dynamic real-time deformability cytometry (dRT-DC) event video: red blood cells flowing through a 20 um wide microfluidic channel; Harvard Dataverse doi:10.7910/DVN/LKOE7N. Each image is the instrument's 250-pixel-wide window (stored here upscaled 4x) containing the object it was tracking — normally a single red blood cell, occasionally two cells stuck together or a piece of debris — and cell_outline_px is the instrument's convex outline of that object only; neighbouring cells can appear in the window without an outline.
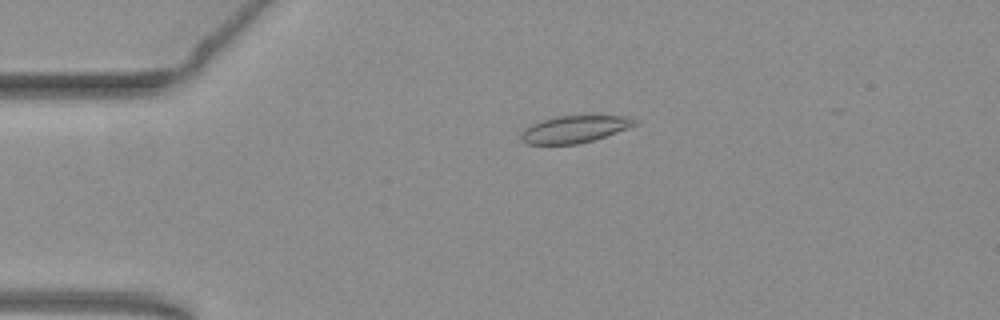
{"species": "common noctule bat (a hibernating species)", "species_latin": "Nyctalus noctula", "temperature_condition": "warm", "stored_images_in_passage": 52, "camera_frame_rate_fps": 3000, "um_per_image_px": 0.085, "animal": {"sex": "female", "body_mass_g": 19.3, "forearm_length_mm": 54.1}, "frame": {"image": 1, "passage_image": 13, "time_ms": 4.0, "image_size_px": [1000, 320], "cell_outline_px": [[640, 120], [636, 124], [628, 128], [592, 140], [576, 144], [528, 144], [520, 140], [520, 136], [524, 128], [540, 120], [556, 116], [628, 116]], "centroid_in_image_um": [48.81, 10.97], "position_along_channel_um": 36.2, "area_um2": 17.86}}
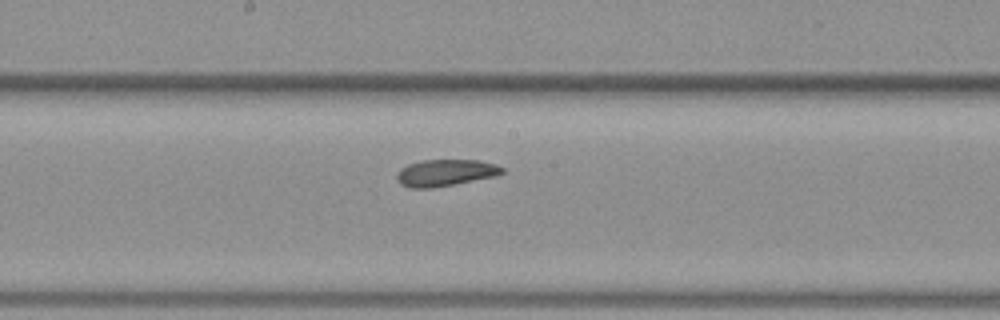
{"frame": {"image": 2, "passage_image": 30, "time_ms": 9.667, "image_size_px": [1000, 320], "cell_outline_px": [[504, 172], [496, 176], [432, 188], [412, 188], [400, 184], [396, 180], [396, 176], [400, 168], [408, 164], [420, 160], [476, 160], [496, 164], [504, 168]], "centroid_in_image_um": [37.84, 14.68], "position_along_channel_um": 210.4, "area_um2": 16.42}}
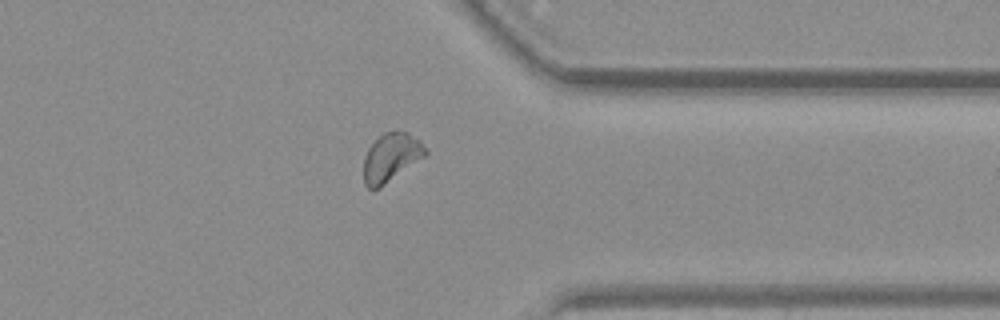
{"frame": {"image": 3, "passage_image": 44, "time_ms": 14.333, "image_size_px": [1000, 320], "cell_outline_px": [[428, 152], [424, 156], [380, 188], [368, 188], [364, 184], [364, 156], [368, 148], [384, 132], [408, 132], [420, 140], [428, 148]], "centroid_in_image_um": [33.25, 13.38], "position_along_channel_um": 378.2, "area_um2": 17.22}, "authors_computed_cell_mechanics": {"area_um2": 17.2533, "velocity_mm_per_s": 3.7519, "shape_relaxation_time_tau1_ms": null, "shape_relaxation_time_tau2_ms": 2.4405, "deformation_change_tau1": null, "deformation_change_tau2": 0.0786}}